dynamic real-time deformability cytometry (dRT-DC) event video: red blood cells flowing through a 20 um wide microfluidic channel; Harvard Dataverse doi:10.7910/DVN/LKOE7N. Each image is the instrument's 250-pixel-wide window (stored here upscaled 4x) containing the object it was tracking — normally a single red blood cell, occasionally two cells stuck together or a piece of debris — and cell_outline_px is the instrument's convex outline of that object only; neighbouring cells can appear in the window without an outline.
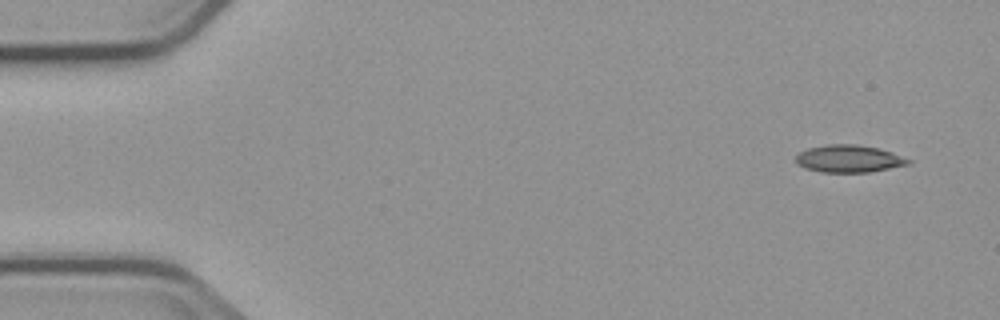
{"species": "common noctule bat (a hibernating species)", "species_latin": "Nyctalus noctula", "temperature_condition": "cold", "stored_images_in_passage": 5, "camera_frame_rate_fps": 3000, "um_per_image_px": 0.085, "animal": {"sex": "male", "body_mass_g": 23.1, "forearm_length_mm": 52.7}, "frame": {"image": 1, "passage_image": 1, "time_ms": 0.0, "image_size_px": [1000, 320], "cell_outline_px": [[912, 160], [908, 164], [868, 172], [820, 172], [804, 168], [796, 164], [796, 156], [800, 152], [808, 148], [828, 144], [856, 144], [876, 148], [892, 152]], "centroid_in_image_um": [72.11, 13.49], "position_along_channel_um": 12.9, "area_um2": 17.8}}
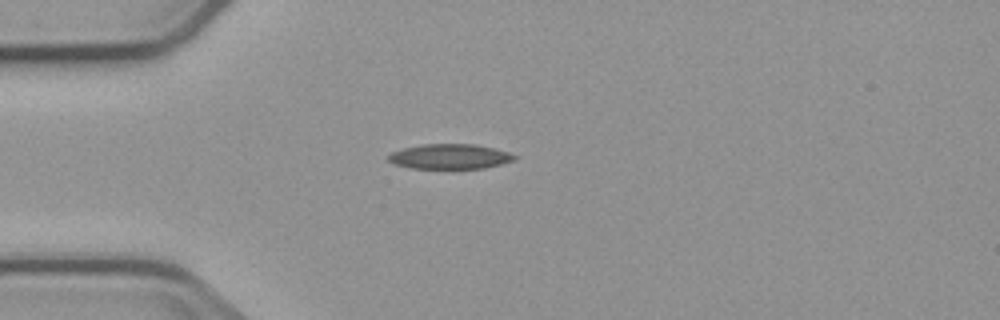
{"frame": {"image": 2, "passage_image": 4, "time_ms": 3.667, "image_size_px": [1000, 320], "cell_outline_px": [[516, 156], [512, 160], [500, 164], [484, 168], [412, 168], [396, 164], [388, 160], [388, 156], [392, 152], [404, 148], [420, 144], [476, 144], [508, 152]], "centroid_in_image_um": [38.21, 13.29], "position_along_channel_um": 46.8, "area_um2": 18.03}}